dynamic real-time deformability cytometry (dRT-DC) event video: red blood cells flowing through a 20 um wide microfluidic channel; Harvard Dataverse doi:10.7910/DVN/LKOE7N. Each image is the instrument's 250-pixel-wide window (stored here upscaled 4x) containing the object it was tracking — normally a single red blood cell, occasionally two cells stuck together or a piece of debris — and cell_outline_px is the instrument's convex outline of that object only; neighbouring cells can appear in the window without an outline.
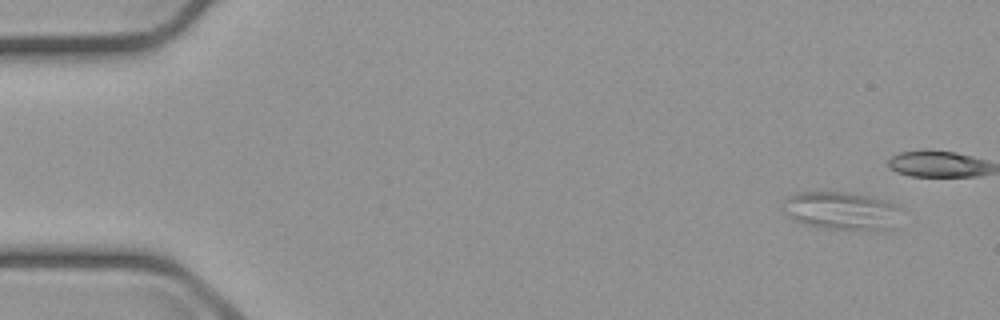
{"species": "common noctule bat (a hibernating species)", "species_latin": "Nyctalus noctula", "temperature_condition": "cold", "stored_images_in_passage": 9, "camera_frame_rate_fps": 3000, "um_per_image_px": 0.085, "animal": {"sex": "male", "body_mass_g": 23.1, "forearm_length_mm": 52.7}, "frame": {"image": 1, "passage_image": 1, "time_ms": 0.0, "image_size_px": [1000, 320], "cell_outline_px": [[900, 228], [824, 228], [792, 220], [780, 208], [784, 200], [788, 196], [796, 192], [844, 192], [868, 196], [888, 200], [896, 204], [900, 208]], "centroid_in_image_um": [71.54, 17.89], "position_along_channel_um": 13.5, "area_um2": 26.24}}
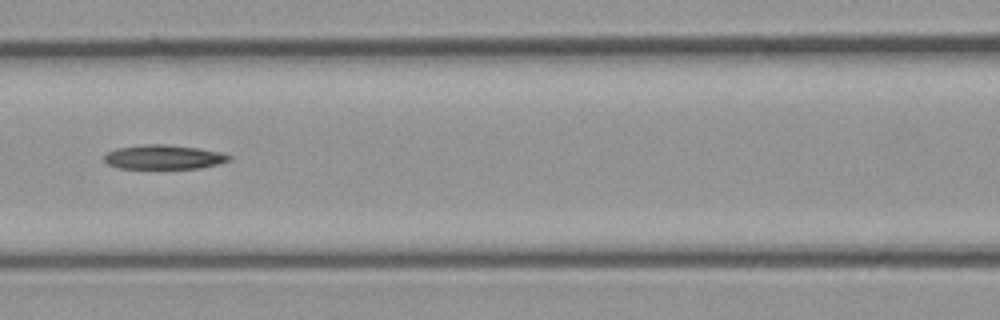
{"frame": {"image": 2, "passage_image": 8, "time_ms": 8.333, "image_size_px": [1000, 320], "cell_outline_px": [[232, 160], [220, 164], [200, 168], [120, 168], [108, 164], [104, 160], [104, 156], [108, 152], [116, 148], [144, 144], [164, 144], [200, 148], [220, 152], [232, 156]], "centroid_in_image_um": [13.96, 13.34], "position_along_channel_um": 152.6, "area_um2": 17.74}}
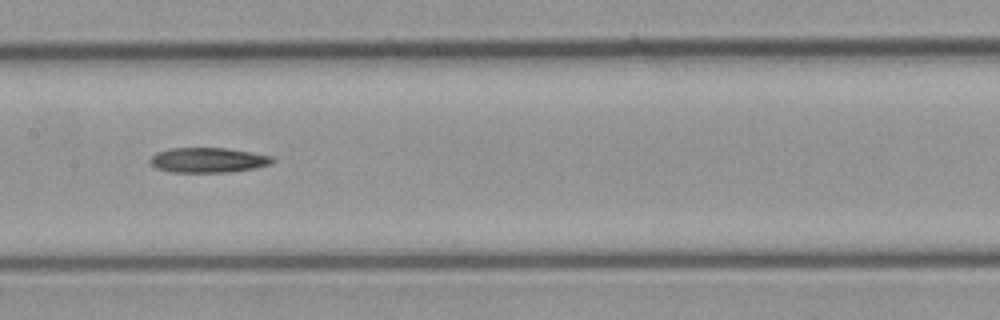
{"frame": {"image": 3, "passage_image": 9, "time_ms": 9.333, "image_size_px": [1000, 320], "cell_outline_px": [[276, 160], [272, 164], [256, 168], [228, 172], [172, 172], [156, 168], [148, 160], [156, 152], [168, 148], [228, 148], [272, 156]], "centroid_in_image_um": [17.7, 13.6], "position_along_channel_um": 189.7, "area_um2": 17.92}}